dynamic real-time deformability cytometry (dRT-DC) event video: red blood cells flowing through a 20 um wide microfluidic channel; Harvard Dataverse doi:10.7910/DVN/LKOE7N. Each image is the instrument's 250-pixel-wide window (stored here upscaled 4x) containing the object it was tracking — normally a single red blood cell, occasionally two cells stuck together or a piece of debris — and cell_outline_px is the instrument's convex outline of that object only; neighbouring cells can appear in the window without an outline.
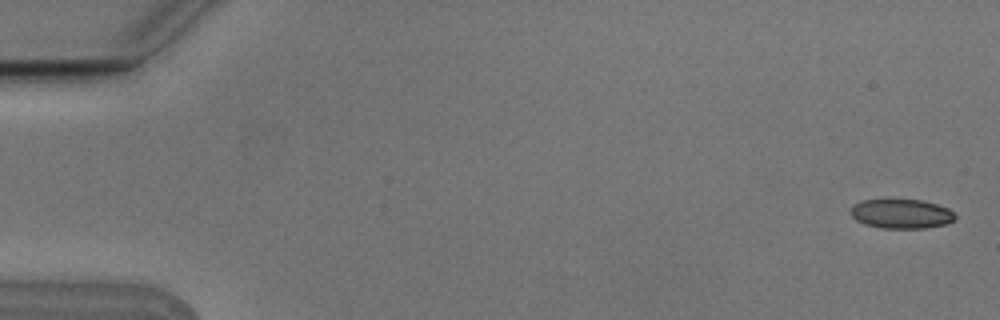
{"species": "Egyptian fruit bat (a non-hibernating species)", "species_latin": "Rousettus aegyptiacus", "temperature_condition": "cold", "stored_images_in_passage": 3, "segment_of_instrument_passage": [2, 2], "camera_frame_rate_fps": 3000, "um_per_image_px": 0.085, "animal": {"sex": "male"}, "frame": {"image": 1, "passage_image": 3, "time_ms": 0.667, "image_size_px": [1000, 320], "cell_outline_px": [[956, 220], [944, 224], [924, 228], [880, 228], [864, 224], [856, 220], [852, 216], [852, 204], [860, 200], [924, 200], [948, 208], [956, 216]], "centroid_in_image_um": [76.61, 18.17], "position_along_channel_um": 8.4, "area_um2": 17.86}}